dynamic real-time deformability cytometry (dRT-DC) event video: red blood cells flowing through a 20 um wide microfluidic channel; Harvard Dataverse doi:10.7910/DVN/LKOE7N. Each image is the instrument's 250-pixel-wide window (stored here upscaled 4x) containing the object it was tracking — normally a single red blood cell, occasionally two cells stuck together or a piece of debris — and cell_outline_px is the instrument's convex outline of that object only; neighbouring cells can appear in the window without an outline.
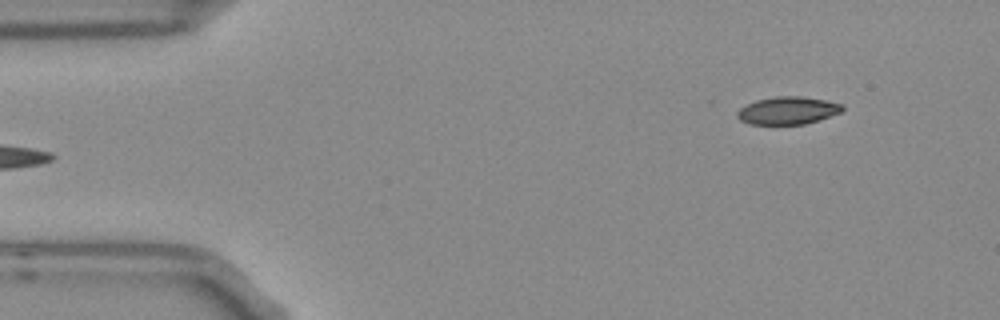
{"species": "Egyptian fruit bat (a non-hibernating species)", "species_latin": "Rousettus aegyptiacus", "temperature_condition": "room temperature", "stored_images_in_passage": 5, "camera_frame_rate_fps": 3000, "um_per_image_px": 0.085, "frame": {"image": 1, "passage_image": 5, "time_ms": 1.333, "image_size_px": [1000, 320], "cell_outline_px": [[844, 108], [840, 112], [804, 124], [748, 124], [740, 120], [736, 116], [736, 112], [740, 108], [756, 100], [776, 96], [800, 96], [824, 100], [844, 104]], "centroid_in_image_um": [66.92, 9.39], "position_along_channel_um": 18.1, "area_um2": 16.76}}